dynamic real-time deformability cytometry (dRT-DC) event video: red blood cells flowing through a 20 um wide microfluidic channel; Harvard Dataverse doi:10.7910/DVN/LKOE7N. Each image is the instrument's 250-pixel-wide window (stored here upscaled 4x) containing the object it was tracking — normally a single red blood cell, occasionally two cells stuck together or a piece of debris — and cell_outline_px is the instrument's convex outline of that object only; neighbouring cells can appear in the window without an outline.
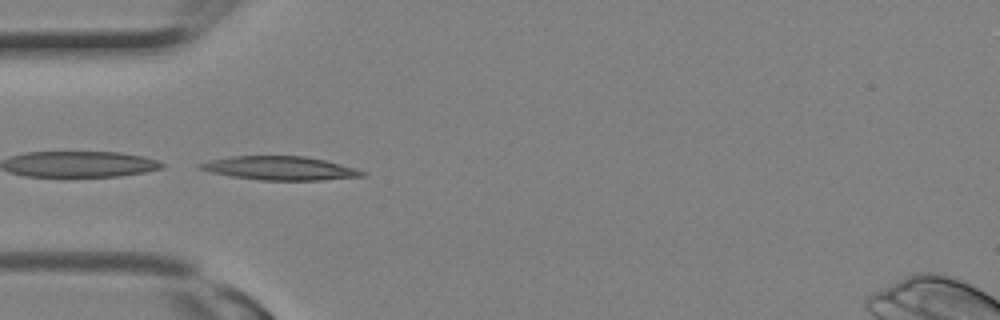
{"species": "Egyptian fruit bat (a non-hibernating species)", "species_latin": "Rousettus aegyptiacus", "temperature_condition": "room temperature", "stored_images_in_passage": 11, "camera_frame_rate_fps": 3000, "um_per_image_px": 0.085, "animal": {"sex": "female"}, "frame": {"image": 1, "passage_image": 8, "time_ms": 2.333, "image_size_px": [1000, 320], "cell_outline_px": [[368, 176], [320, 180], [260, 180], [232, 176], [212, 172], [196, 168], [196, 164], [212, 160], [232, 156], [304, 156], [324, 160], [356, 168], [368, 172]], "centroid_in_image_um": [23.84, 14.3], "position_along_channel_um": 61.2, "area_um2": 22.37}}
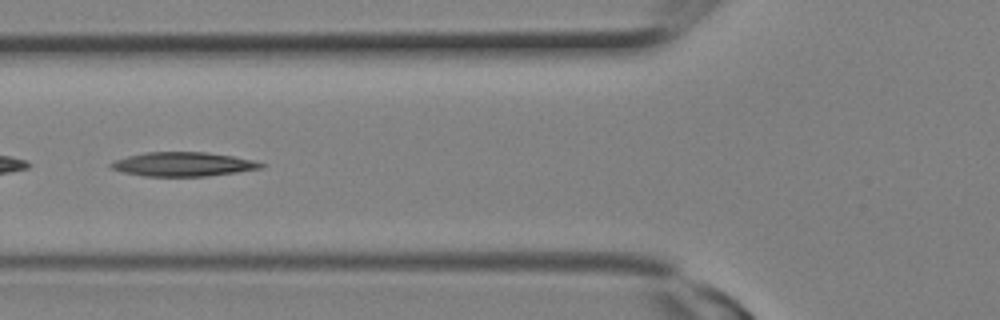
{"frame": {"image": 2, "passage_image": 10, "time_ms": 3.0, "image_size_px": [1000, 320], "cell_outline_px": [[264, 164], [260, 168], [236, 172], [208, 176], [144, 176], [124, 172], [108, 168], [108, 164], [116, 160], [128, 156], [144, 152], [208, 152], [232, 156], [252, 160]], "centroid_in_image_um": [15.5, 13.96], "position_along_channel_um": 110.3, "area_um2": 20.92}}